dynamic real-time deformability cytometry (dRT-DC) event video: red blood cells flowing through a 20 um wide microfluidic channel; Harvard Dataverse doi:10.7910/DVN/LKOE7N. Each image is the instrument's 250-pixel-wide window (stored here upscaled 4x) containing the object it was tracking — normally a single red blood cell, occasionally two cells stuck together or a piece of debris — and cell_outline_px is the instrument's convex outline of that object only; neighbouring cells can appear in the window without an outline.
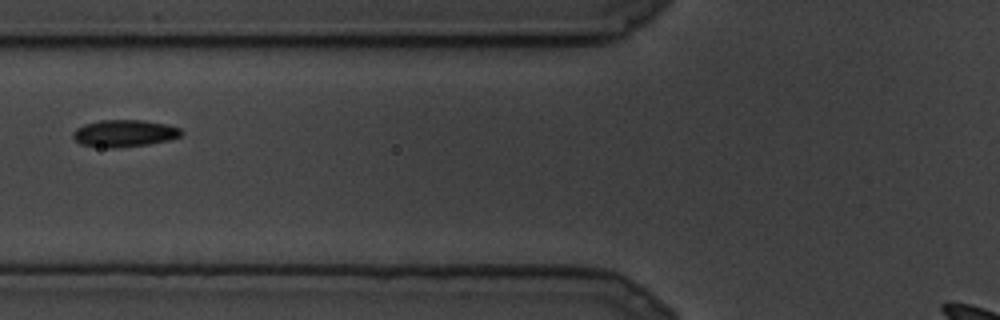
{"species": "common noctule bat (a hibernating species)", "species_latin": "Nyctalus noctula", "temperature_condition": "cold", "stored_images_in_passage": 24, "camera_frame_rate_fps": 3000, "um_per_image_px": 0.085, "animal": {"sex": "male", "body_mass_g": 19.5, "forearm_length_mm": 54.6}, "frame": {"image": 1, "passage_image": 8, "time_ms": 2.333, "image_size_px": [1000, 320], "cell_outline_px": [[184, 132], [180, 136], [168, 140], [148, 144], [120, 148], [108, 148], [80, 144], [72, 140], [72, 132], [76, 128], [84, 124], [100, 120], [144, 120], [164, 124], [180, 128]], "centroid_in_image_um": [10.52, 11.34], "position_along_channel_um": 115.3, "area_um2": 17.22}}
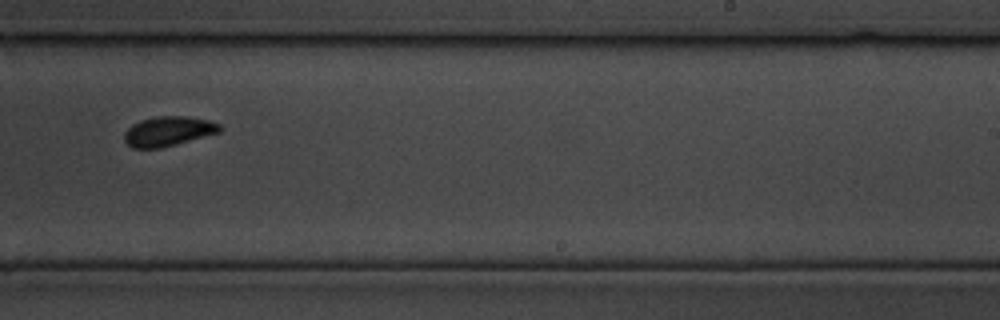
{"frame": {"image": 2, "passage_image": 14, "time_ms": 4.333, "image_size_px": [1000, 320], "cell_outline_px": [[224, 128], [220, 132], [176, 144], [160, 148], [132, 148], [124, 140], [124, 132], [132, 124], [140, 120], [156, 116], [188, 116], [208, 120], [220, 124]], "centroid_in_image_um": [14.31, 11.15], "position_along_channel_um": 274.7, "area_um2": 16.59}}
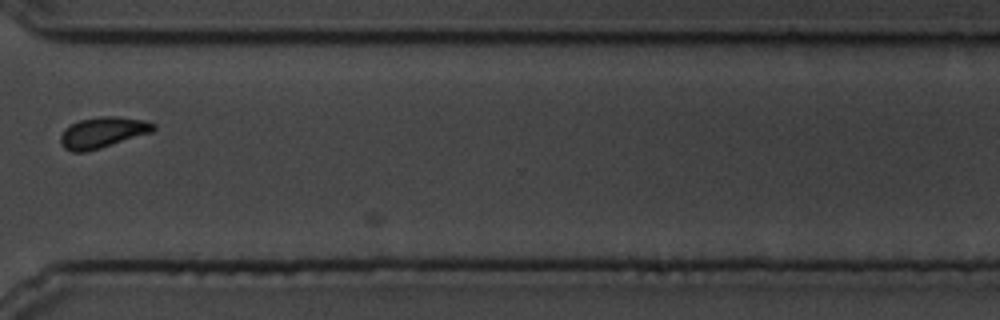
{"frame": {"image": 3, "passage_image": 18, "time_ms": 5.667, "image_size_px": [1000, 320], "cell_outline_px": [[156, 128], [152, 132], [88, 152], [72, 152], [64, 148], [60, 144], [60, 136], [64, 128], [80, 120], [100, 116], [120, 116], [144, 120], [156, 124]], "centroid_in_image_um": [8.72, 11.26], "position_along_channel_um": 361.9, "area_um2": 16.88}}